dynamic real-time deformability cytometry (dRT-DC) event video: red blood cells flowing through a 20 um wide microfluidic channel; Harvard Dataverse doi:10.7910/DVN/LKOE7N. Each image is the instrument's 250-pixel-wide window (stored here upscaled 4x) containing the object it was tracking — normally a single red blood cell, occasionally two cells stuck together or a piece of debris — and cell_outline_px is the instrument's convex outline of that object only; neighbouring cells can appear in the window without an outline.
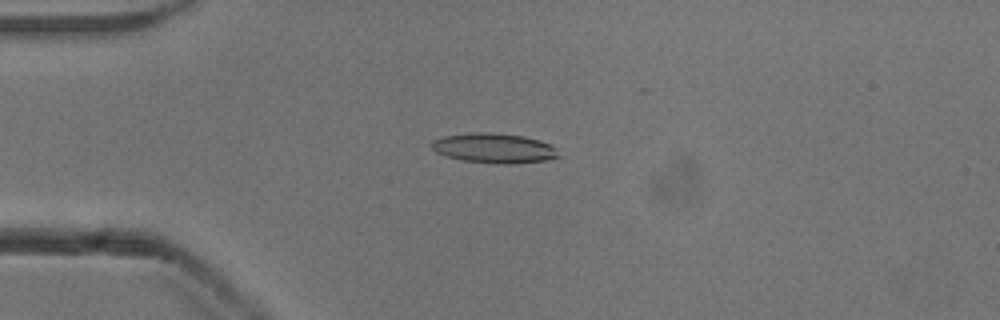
{"species": "common noctule bat (a hibernating species)", "species_latin": "Nyctalus noctula", "temperature_condition": "cold", "stored_images_in_passage": 52, "camera_frame_rate_fps": 3000, "um_per_image_px": 0.085, "animal": {"sex": "male", "body_mass_g": 13.3}, "frame": {"image": 1, "passage_image": 13, "time_ms": 4.0, "image_size_px": [1000, 320], "cell_outline_px": [[560, 156], [544, 160], [512, 164], [496, 164], [460, 160], [444, 156], [436, 152], [428, 144], [432, 140], [444, 136], [472, 132], [488, 132], [524, 136], [540, 140], [556, 148]], "centroid_in_image_um": [41.94, 12.59], "position_along_channel_um": 43.1, "area_um2": 22.25}}
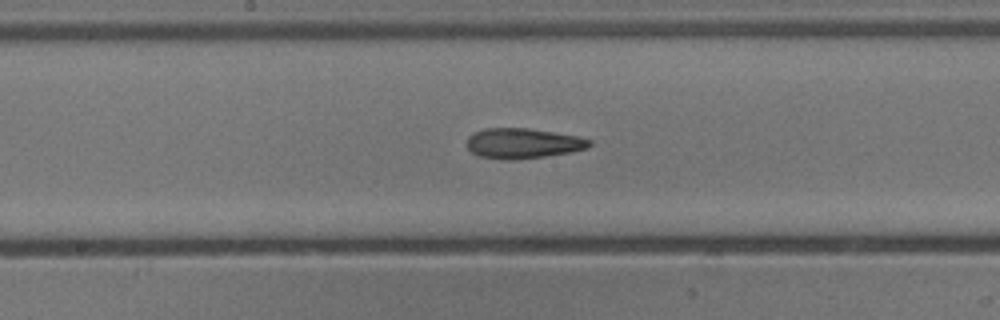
{"frame": {"image": 2, "passage_image": 27, "time_ms": 8.667, "image_size_px": [1000, 320], "cell_outline_px": [[592, 144], [588, 148], [572, 152], [544, 156], [512, 160], [504, 160], [480, 156], [472, 152], [468, 148], [468, 136], [472, 132], [484, 128], [528, 128], [576, 136], [592, 140]], "centroid_in_image_um": [44.44, 12.18], "position_along_channel_um": 203.8, "area_um2": 21.56}}
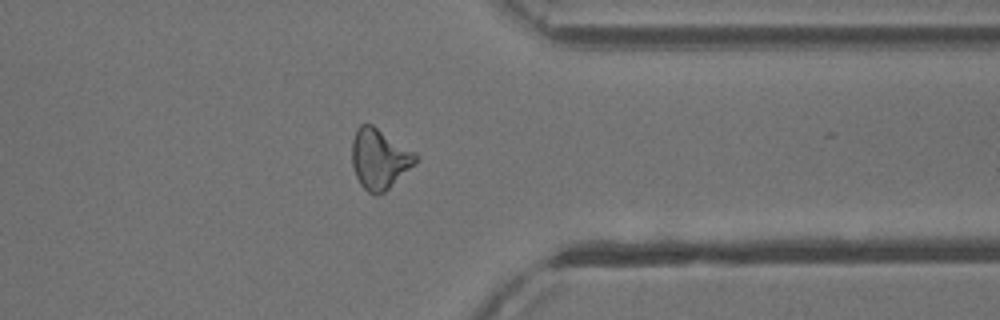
{"frame": {"image": 3, "passage_image": 41, "time_ms": 13.333, "image_size_px": [1000, 320], "cell_outline_px": [[420, 160], [416, 164], [384, 192], [376, 196], [372, 196], [360, 184], [356, 176], [352, 164], [352, 140], [356, 128], [360, 124], [372, 124], [416, 152], [420, 156]], "centroid_in_image_um": [32.28, 13.5], "position_along_channel_um": 379.1, "area_um2": 22.72}, "authors_computed_cell_mechanics": {"area_um2": 21.5594, "velocity_mm_per_s": 3.9225, "shape_relaxation_time_tau1_ms": 3.9209, "shape_relaxation_time_tau2_ms": 3.0252, "deformation_change_tau1": 0.1612, "deformation_change_tau2": 0.1383}}